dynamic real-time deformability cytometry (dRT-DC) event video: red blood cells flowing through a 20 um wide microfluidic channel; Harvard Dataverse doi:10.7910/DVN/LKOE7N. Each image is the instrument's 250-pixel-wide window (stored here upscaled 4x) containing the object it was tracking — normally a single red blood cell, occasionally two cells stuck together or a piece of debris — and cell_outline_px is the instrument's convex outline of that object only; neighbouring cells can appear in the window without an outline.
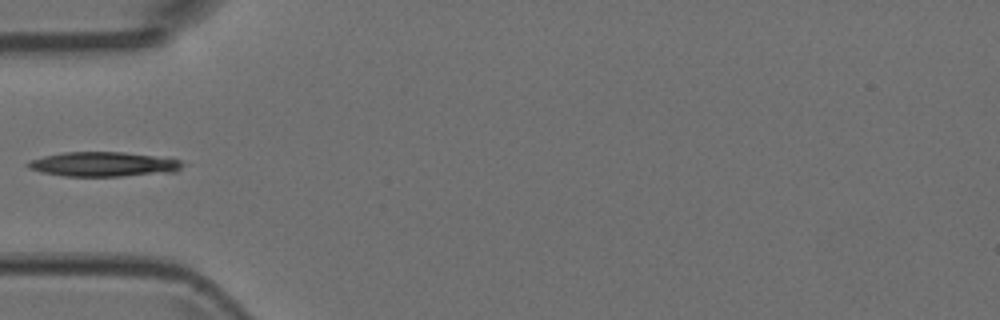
{"species": "Egyptian fruit bat (a non-hibernating species)", "species_latin": "Rousettus aegyptiacus", "temperature_condition": "room temperature", "stored_images_in_passage": 4, "camera_frame_rate_fps": 3000, "um_per_image_px": 0.085, "animal": {"sex": "female"}, "frame": {"image": 1, "passage_image": 4, "time_ms": 1.0, "image_size_px": [1000, 320], "cell_outline_px": [[184, 164], [176, 172], [120, 176], [64, 176], [40, 172], [28, 168], [24, 164], [28, 160], [44, 156], [64, 152], [124, 152], [180, 160]], "centroid_in_image_um": [8.73, 13.96], "position_along_channel_um": 76.3, "area_um2": 22.14}}